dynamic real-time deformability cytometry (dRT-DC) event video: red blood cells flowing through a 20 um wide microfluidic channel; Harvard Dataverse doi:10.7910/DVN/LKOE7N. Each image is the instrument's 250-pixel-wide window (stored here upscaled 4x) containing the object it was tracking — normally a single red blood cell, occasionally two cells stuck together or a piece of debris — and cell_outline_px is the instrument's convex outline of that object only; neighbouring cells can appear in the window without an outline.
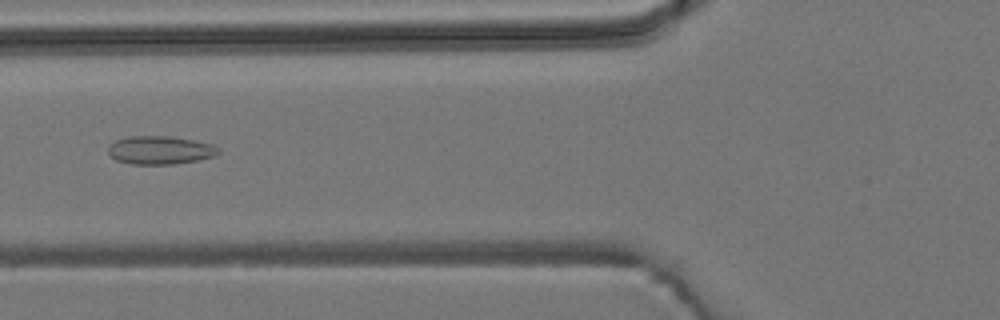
{"species": "common noctule bat (a hibernating species)", "species_latin": "Nyctalus noctula", "temperature_condition": "room temperature", "stored_images_in_passage": 6, "camera_frame_rate_fps": 3000, "um_per_image_px": 0.085, "animal": {"sex": "male", "body_mass_g": 19.2, "forearm_length_mm": 51.8}, "frame": {"image": 1, "passage_image": 5, "time_ms": 4.667, "image_size_px": [1000, 320], "cell_outline_px": [[220, 152], [212, 156], [196, 160], [172, 164], [132, 164], [116, 160], [108, 152], [108, 144], [116, 140], [128, 136], [172, 136], [212, 144]], "centroid_in_image_um": [13.55, 12.75], "position_along_channel_um": 112.3, "area_um2": 17.98}}
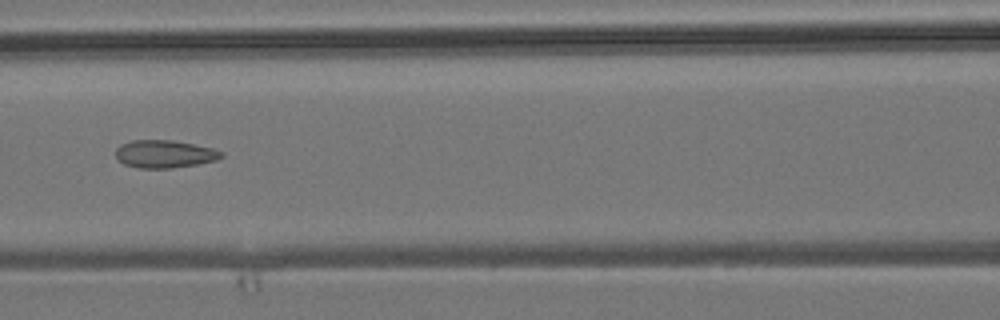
{"frame": {"image": 2, "passage_image": 6, "time_ms": 5.667, "image_size_px": [1000, 320], "cell_outline_px": [[224, 156], [216, 160], [196, 164], [168, 168], [140, 168], [124, 164], [116, 156], [116, 148], [120, 144], [132, 140], [172, 140], [212, 148], [224, 152]], "centroid_in_image_um": [13.98, 13.08], "position_along_channel_um": 152.6, "area_um2": 16.94}}